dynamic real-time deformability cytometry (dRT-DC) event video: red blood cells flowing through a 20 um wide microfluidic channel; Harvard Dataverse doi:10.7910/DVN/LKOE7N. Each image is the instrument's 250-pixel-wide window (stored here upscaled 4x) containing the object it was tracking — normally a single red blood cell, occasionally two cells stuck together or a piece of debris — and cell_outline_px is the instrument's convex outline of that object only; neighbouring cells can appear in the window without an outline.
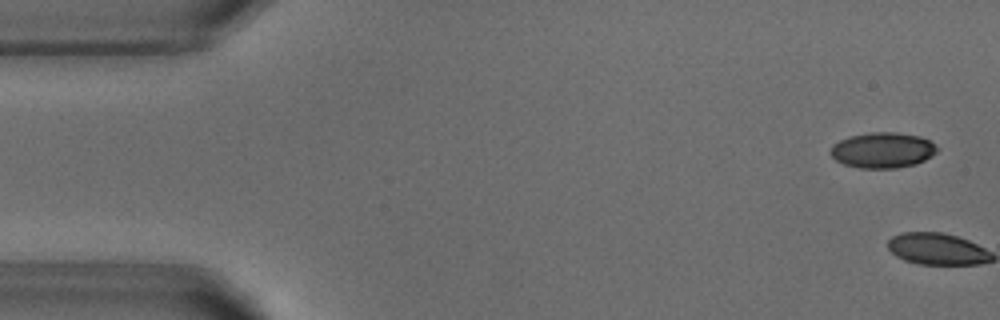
{"species": "common noctule bat (a hibernating species)", "species_latin": "Nyctalus noctula", "temperature_condition": "warm", "stored_images_in_passage": 3, "camera_frame_rate_fps": 3000, "um_per_image_px": 0.085, "animal": {"sex": "male", "body_mass_g": 18.8}, "frame": {"image": 1, "passage_image": 2, "time_ms": 0.333, "image_size_px": [1000, 320], "cell_outline_px": [[936, 152], [932, 156], [916, 164], [896, 168], [860, 168], [844, 164], [836, 160], [828, 152], [832, 144], [840, 140], [852, 136], [872, 132], [896, 132], [920, 136], [936, 144]], "centroid_in_image_um": [75.01, 12.77], "position_along_channel_um": 10.0, "area_um2": 22.08}}